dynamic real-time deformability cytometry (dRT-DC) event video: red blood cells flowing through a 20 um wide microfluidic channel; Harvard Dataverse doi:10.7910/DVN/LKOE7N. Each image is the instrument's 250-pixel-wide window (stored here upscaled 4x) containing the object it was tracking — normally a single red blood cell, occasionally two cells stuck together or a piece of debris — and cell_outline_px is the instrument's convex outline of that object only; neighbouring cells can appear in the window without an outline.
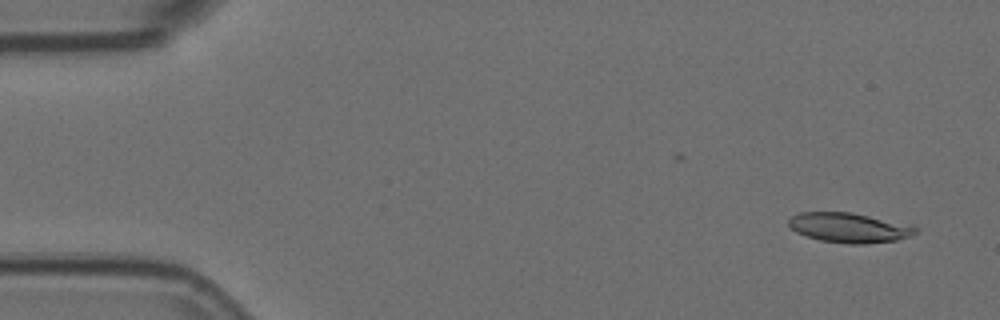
{"species": "Egyptian fruit bat (a non-hibernating species)", "species_latin": "Rousettus aegyptiacus", "temperature_condition": "room temperature", "stored_images_in_passage": 4, "camera_frame_rate_fps": 3000, "um_per_image_px": 0.085, "animal": {"sex": "female"}, "frame": {"image": 1, "passage_image": 1, "time_ms": 0.0, "image_size_px": [1000, 320], "cell_outline_px": [[920, 228], [916, 232], [908, 236], [896, 240], [864, 244], [848, 244], [820, 240], [804, 236], [796, 232], [788, 224], [788, 220], [792, 216], [800, 212], [852, 212], [916, 224]], "centroid_in_image_um": [72.24, 19.34], "position_along_channel_um": 12.8, "area_um2": 22.48}}